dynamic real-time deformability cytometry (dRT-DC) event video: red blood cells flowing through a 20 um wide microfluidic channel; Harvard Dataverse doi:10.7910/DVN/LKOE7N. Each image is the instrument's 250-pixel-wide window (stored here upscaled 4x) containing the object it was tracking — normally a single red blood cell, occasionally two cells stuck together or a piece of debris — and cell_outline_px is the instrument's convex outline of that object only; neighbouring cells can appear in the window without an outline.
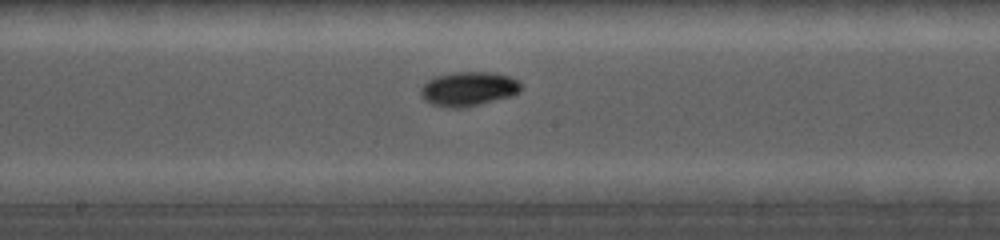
{"species": "common noctule bat (a hibernating species)", "species_latin": "Nyctalus noctula", "temperature_condition": "cold", "stored_images_in_passage": 8, "camera_frame_rate_fps": 5000, "um_per_image_px": 0.085, "animal": {"sex": "female", "body_mass_g": 19.0, "forearm_length_mm": 56.7}, "frame": {"image": 1, "passage_image": 8, "time_ms": 7.2, "image_size_px": [1000, 240], "cell_outline_px": [[520, 92], [508, 96], [460, 108], [448, 108], [432, 104], [424, 100], [420, 92], [420, 88], [428, 80], [436, 76], [456, 72], [492, 72], [508, 76], [516, 80], [520, 84]], "centroid_in_image_um": [39.76, 7.54], "position_along_channel_um": 208.4, "area_um2": 19.59}}